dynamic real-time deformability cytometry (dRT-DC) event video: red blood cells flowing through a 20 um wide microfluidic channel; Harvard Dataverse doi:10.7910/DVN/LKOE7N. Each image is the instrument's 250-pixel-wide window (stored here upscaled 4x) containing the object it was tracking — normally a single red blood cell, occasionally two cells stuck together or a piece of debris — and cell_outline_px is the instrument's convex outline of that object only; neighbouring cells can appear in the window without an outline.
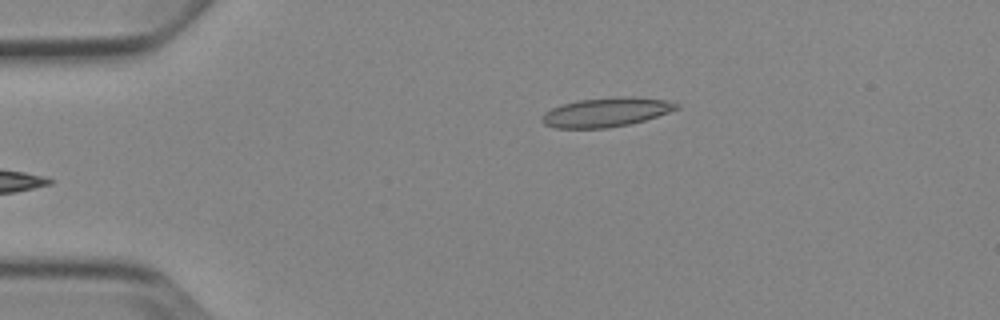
{"species": "Egyptian fruit bat (a non-hibernating species)", "species_latin": "Rousettus aegyptiacus", "temperature_condition": "cold", "stored_images_in_passage": 5, "camera_frame_rate_fps": 3000, "um_per_image_px": 0.085, "animal": {"sex": "female"}, "frame": {"image": 1, "passage_image": 5, "time_ms": 5.667, "image_size_px": [1000, 320], "cell_outline_px": [[680, 108], [644, 120], [628, 124], [608, 128], [556, 128], [544, 124], [540, 120], [540, 116], [544, 112], [552, 108], [576, 100], [612, 96], [632, 96], [668, 100], [680, 104]], "centroid_in_image_um": [51.51, 9.52], "position_along_channel_um": 33.5, "area_um2": 23.12}}